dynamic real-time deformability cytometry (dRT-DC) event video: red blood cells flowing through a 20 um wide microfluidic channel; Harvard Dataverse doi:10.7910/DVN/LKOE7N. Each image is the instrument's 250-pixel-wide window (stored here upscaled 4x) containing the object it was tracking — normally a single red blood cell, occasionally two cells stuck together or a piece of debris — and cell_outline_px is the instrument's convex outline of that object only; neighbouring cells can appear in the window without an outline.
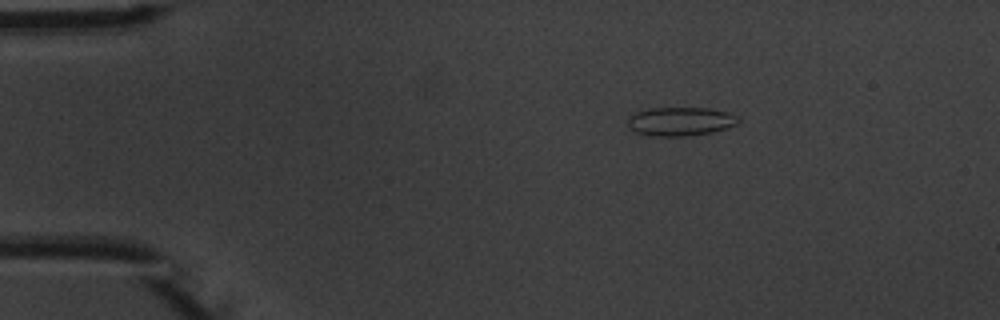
{"species": "common noctule bat (a hibernating species)", "species_latin": "Nyctalus noctula", "temperature_condition": "warm", "stored_images_in_passage": 4, "camera_frame_rate_fps": 3000, "um_per_image_px": 0.085, "animal": {"sex": "male", "body_mass_g": 20.1, "forearm_length_mm": 53.5}, "frame": {"image": 1, "passage_image": 2, "time_ms": 2.0, "image_size_px": [1000, 320], "cell_outline_px": [[740, 120], [736, 124], [712, 132], [684, 136], [652, 136], [636, 132], [628, 128], [628, 116], [636, 112], [652, 108], [708, 108], [728, 112], [736, 116]], "centroid_in_image_um": [57.79, 10.32], "position_along_channel_um": 27.2, "area_um2": 18.38}}
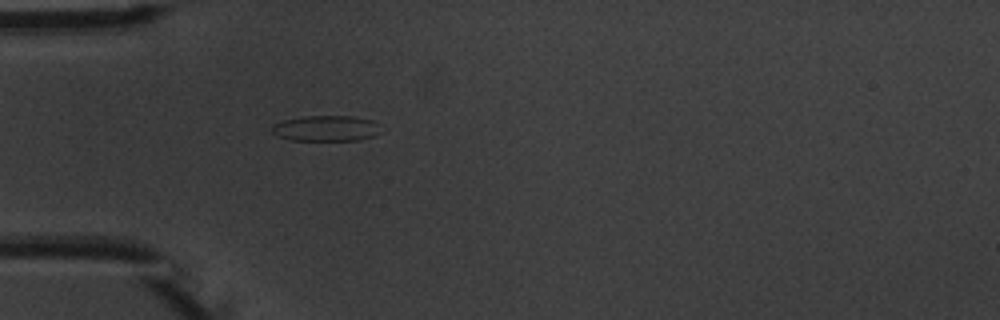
{"frame": {"image": 2, "passage_image": 4, "time_ms": 4.333, "image_size_px": [1000, 320], "cell_outline_px": [[380, 132], [372, 136], [360, 140], [292, 140], [276, 136], [272, 132], [272, 124], [284, 120], [308, 116], [352, 116], [372, 120]], "centroid_in_image_um": [27.66, 10.91], "position_along_channel_um": 57.3, "area_um2": 16.07}}